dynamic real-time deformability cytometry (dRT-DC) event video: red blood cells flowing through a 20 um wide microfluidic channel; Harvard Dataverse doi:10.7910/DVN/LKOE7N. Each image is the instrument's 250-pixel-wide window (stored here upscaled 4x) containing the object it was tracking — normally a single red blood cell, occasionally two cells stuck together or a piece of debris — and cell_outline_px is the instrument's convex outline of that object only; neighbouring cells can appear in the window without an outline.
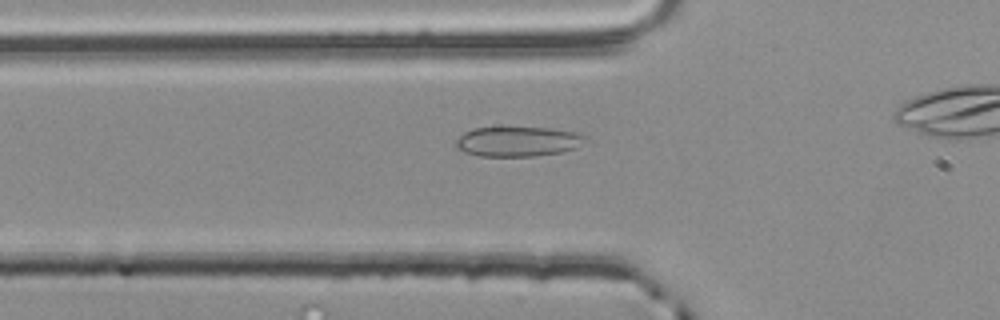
{"species": "common noctule bat (a hibernating species)", "species_latin": "Nyctalus noctula", "temperature_condition": "room temperature", "stored_images_in_passage": 39, "camera_frame_rate_fps": 3000, "um_per_image_px": 0.085, "animal": {"sex": "male", "body_mass_g": 20.4}, "frame": {"image": 1, "passage_image": 14, "time_ms": 4.333, "image_size_px": [1000, 320], "cell_outline_px": [[588, 140], [576, 148], [560, 152], [536, 156], [480, 156], [464, 152], [456, 148], [456, 140], [464, 132], [476, 128], [552, 128], [572, 132], [588, 136]], "centroid_in_image_um": [44.04, 12.04], "position_along_channel_um": 81.8, "area_um2": 22.43}}
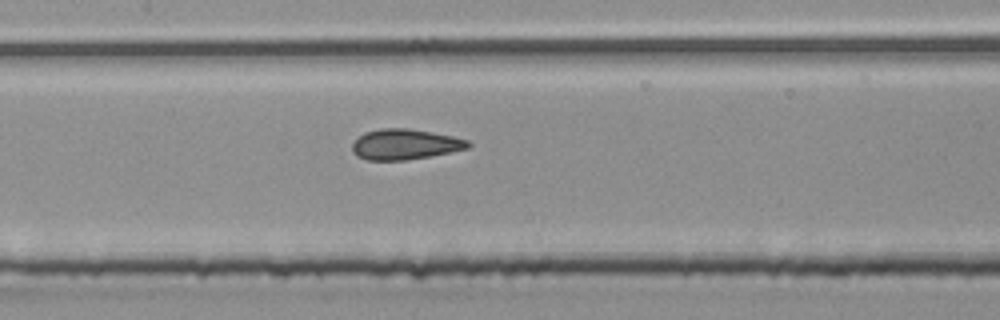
{"frame": {"image": 2, "passage_image": 21, "time_ms": 6.667, "image_size_px": [1000, 320], "cell_outline_px": [[472, 144], [468, 148], [428, 156], [404, 160], [368, 160], [356, 156], [352, 152], [352, 144], [364, 132], [380, 128], [408, 128], [432, 132], [452, 136], [468, 140]], "centroid_in_image_um": [34.39, 12.26], "position_along_channel_um": 173.0, "area_um2": 20.46}}
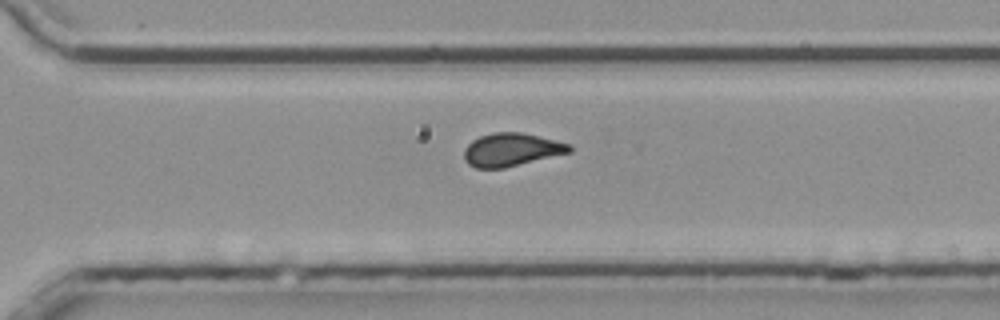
{"frame": {"image": 3, "passage_image": 33, "time_ms": 10.667, "image_size_px": [1000, 320], "cell_outline_px": [[572, 152], [504, 168], [476, 168], [468, 164], [464, 160], [464, 148], [472, 140], [480, 136], [492, 132], [520, 132], [572, 144]], "centroid_in_image_um": [43.46, 12.72], "position_along_channel_um": 327.1, "area_um2": 20.4}}